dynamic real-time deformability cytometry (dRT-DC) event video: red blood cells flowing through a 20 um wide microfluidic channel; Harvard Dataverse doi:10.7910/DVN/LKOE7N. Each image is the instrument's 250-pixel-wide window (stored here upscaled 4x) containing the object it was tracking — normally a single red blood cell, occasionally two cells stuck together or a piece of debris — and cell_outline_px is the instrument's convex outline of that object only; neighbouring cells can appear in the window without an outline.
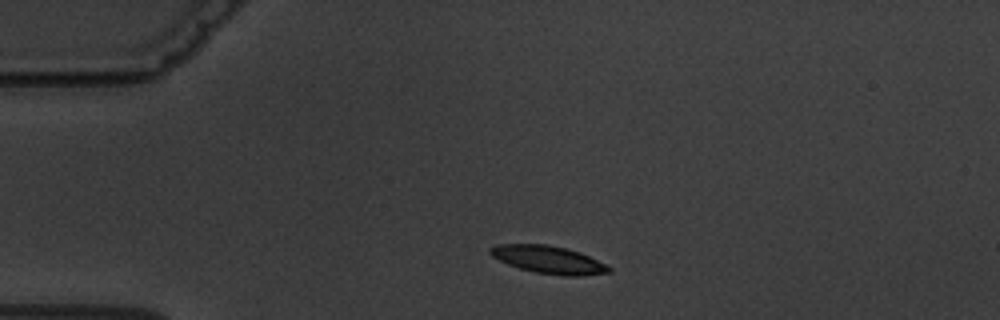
{"species": "common noctule bat (a hibernating species)", "species_latin": "Nyctalus noctula", "temperature_condition": "warm", "stored_images_in_passage": 3, "camera_frame_rate_fps": 3000, "um_per_image_px": 0.085, "animal": {"sex": "male", "body_mass_g": 19.5, "forearm_length_mm": 54.6}, "frame": {"image": 1, "passage_image": 1, "time_ms": 0.0, "image_size_px": [1000, 320], "cell_outline_px": [[612, 272], [580, 276], [564, 276], [536, 272], [520, 268], [508, 264], [492, 256], [488, 252], [488, 248], [496, 244], [548, 244], [580, 252], [612, 268]], "centroid_in_image_um": [46.6, 22.07], "position_along_channel_um": 38.4, "area_um2": 19.02}}
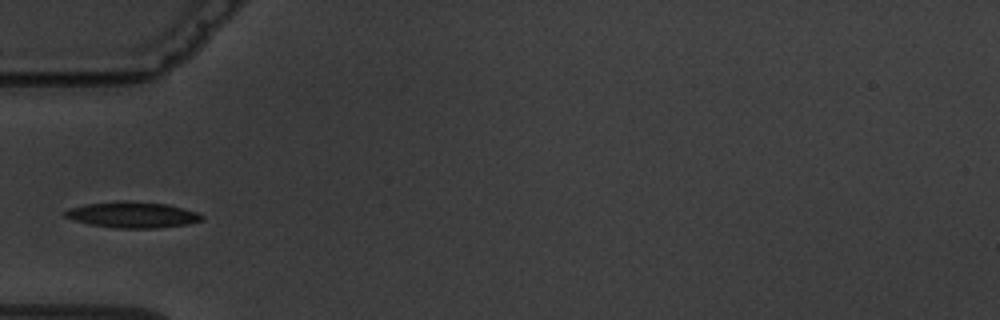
{"frame": {"image": 2, "passage_image": 3, "time_ms": 2.0, "image_size_px": [1000, 320], "cell_outline_px": [[204, 220], [188, 224], [160, 228], [116, 228], [92, 224], [76, 220], [64, 216], [64, 212], [68, 208], [88, 204], [116, 200], [120, 200], [168, 204], [196, 212], [204, 216]], "centroid_in_image_um": [11.3, 18.25], "position_along_channel_um": 73.7, "area_um2": 20.63}}